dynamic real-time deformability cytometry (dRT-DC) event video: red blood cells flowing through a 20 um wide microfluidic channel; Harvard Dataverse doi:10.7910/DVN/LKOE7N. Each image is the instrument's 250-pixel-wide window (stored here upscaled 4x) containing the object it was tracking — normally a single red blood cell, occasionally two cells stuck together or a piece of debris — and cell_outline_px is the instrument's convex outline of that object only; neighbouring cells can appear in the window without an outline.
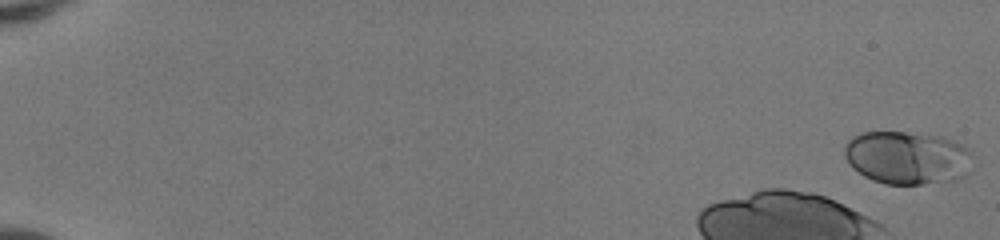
{"species": "human", "species_latin": "Homo sapiens", "temperature_condition": "room temperature", "stored_images_in_passage": 17, "camera_frame_rate_fps": 3000, "um_per_image_px": 0.085, "donor": {"sex": "female"}, "frame": {"image": 1, "passage_image": 1, "time_ms": 0.0, "image_size_px": [1000, 240], "cell_outline_px": [[976, 156], [968, 172], [964, 176], [956, 180], [924, 184], [884, 184], [872, 180], [864, 176], [852, 168], [844, 156], [844, 144], [852, 136], [860, 132], [904, 132], [944, 136], [964, 144]], "centroid_in_image_um": [77.16, 13.4], "position_along_channel_um": 7.8, "area_um2": 40.63}}